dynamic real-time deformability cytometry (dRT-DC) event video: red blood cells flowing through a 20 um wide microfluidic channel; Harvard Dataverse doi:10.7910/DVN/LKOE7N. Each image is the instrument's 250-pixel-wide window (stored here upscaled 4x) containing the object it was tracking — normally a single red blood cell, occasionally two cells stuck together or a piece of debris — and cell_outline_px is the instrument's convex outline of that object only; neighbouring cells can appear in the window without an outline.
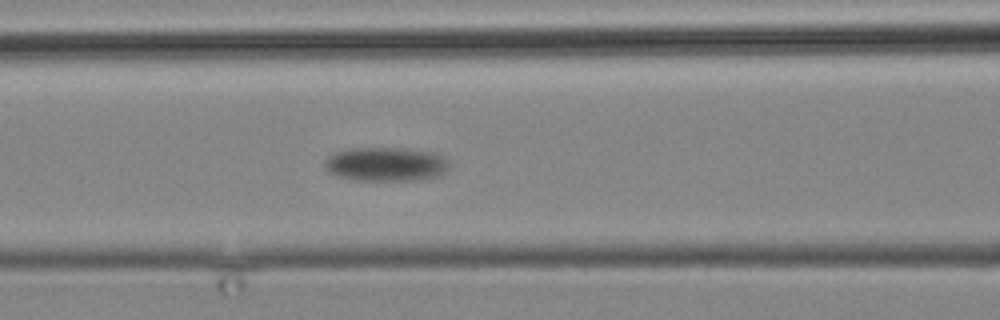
{"species": "common noctule bat (a hibernating species)", "species_latin": "Nyctalus noctula", "temperature_condition": "cold", "stored_images_in_passage": 4, "camera_frame_rate_fps": 3000, "um_per_image_px": 0.085, "animal": {"sex": "male", "body_mass_g": 19.2, "forearm_length_mm": 51.8}, "frame": {"image": 1, "passage_image": 4, "time_ms": 3.333, "image_size_px": [1000, 320], "cell_outline_px": [[448, 168], [444, 172], [436, 176], [416, 180], [356, 180], [336, 176], [328, 172], [324, 168], [324, 164], [328, 156], [336, 152], [352, 148], [408, 148], [436, 152], [444, 156], [448, 164]], "centroid_in_image_um": [32.79, 13.94], "position_along_channel_um": 133.8, "area_um2": 24.8}}